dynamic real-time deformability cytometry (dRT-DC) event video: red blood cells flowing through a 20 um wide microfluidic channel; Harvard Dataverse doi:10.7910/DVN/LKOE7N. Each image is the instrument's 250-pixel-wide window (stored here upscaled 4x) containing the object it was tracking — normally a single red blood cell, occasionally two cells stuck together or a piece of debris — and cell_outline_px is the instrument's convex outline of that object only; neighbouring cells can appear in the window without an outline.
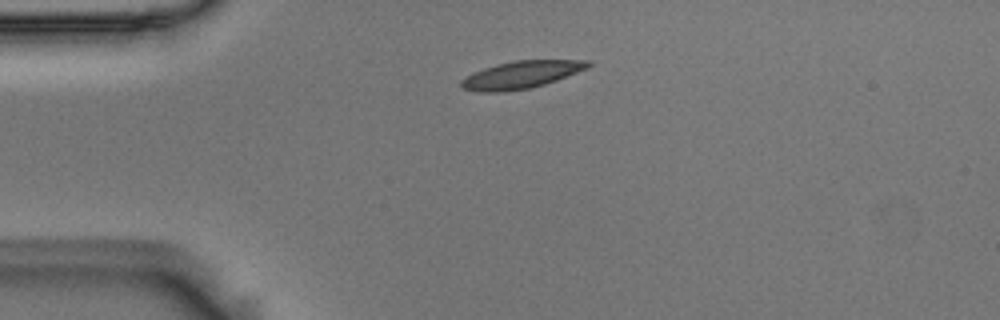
{"species": "Egyptian fruit bat (a non-hibernating species)", "species_latin": "Rousettus aegyptiacus", "temperature_condition": "room temperature", "stored_images_in_passage": 2, "camera_frame_rate_fps": 3000, "um_per_image_px": 0.085, "animal": {"sex": "male"}, "frame": {"image": 1, "passage_image": 1, "time_ms": 0.0, "image_size_px": [1000, 320], "cell_outline_px": [[592, 64], [588, 68], [556, 80], [544, 84], [528, 88], [496, 92], [480, 92], [460, 88], [460, 80], [472, 72], [496, 64], [516, 60], [592, 60]], "centroid_in_image_um": [44.28, 6.34], "position_along_channel_um": 40.7, "area_um2": 20.23}}
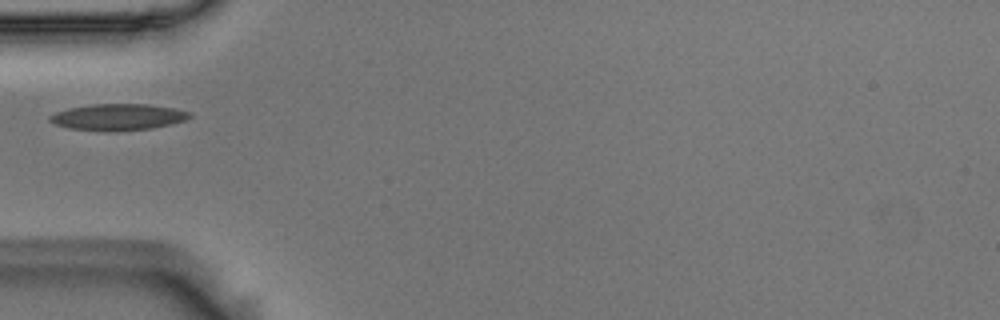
{"frame": {"image": 2, "passage_image": 2, "time_ms": 0.333, "image_size_px": [1000, 320], "cell_outline_px": [[192, 116], [184, 120], [152, 128], [116, 132], [108, 132], [68, 128], [56, 124], [48, 120], [48, 116], [56, 112], [68, 108], [92, 104], [148, 104], [176, 108], [192, 112]], "centroid_in_image_um": [10.02, 9.95], "position_along_channel_um": 75.0, "area_um2": 21.73}}